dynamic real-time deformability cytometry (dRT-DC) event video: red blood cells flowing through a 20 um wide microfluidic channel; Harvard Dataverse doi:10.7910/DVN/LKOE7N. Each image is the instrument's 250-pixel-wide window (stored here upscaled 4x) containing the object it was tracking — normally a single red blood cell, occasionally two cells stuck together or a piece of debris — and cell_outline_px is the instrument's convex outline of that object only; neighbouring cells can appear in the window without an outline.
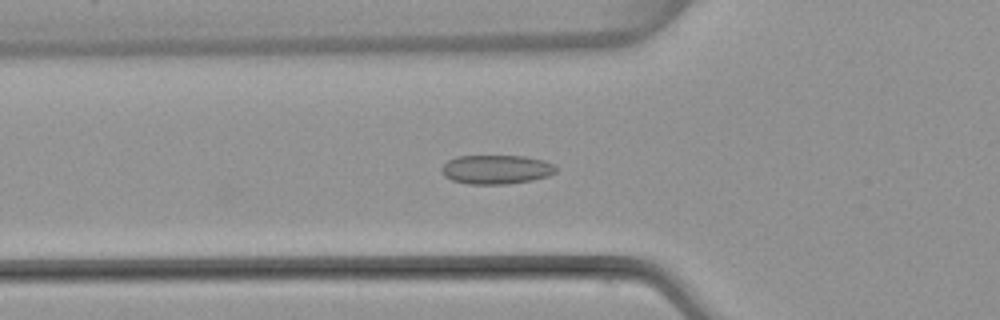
{"species": "common noctule bat (a hibernating species)", "species_latin": "Nyctalus noctula", "temperature_condition": "warm", "stored_images_in_passage": 42, "camera_frame_rate_fps": 3000, "um_per_image_px": 0.085, "animal": {"sex": "female", "body_mass_g": 22.7, "forearm_length_mm": 54.2}, "frame": {"image": 1, "passage_image": 8, "time_ms": 2.333, "image_size_px": [1000, 320], "cell_outline_px": [[556, 172], [548, 176], [532, 180], [508, 184], [468, 184], [452, 180], [444, 176], [440, 172], [440, 168], [448, 160], [456, 156], [524, 156], [544, 160], [552, 164], [556, 168]], "centroid_in_image_um": [42.15, 14.4], "position_along_channel_um": 83.7, "area_um2": 19.48}}
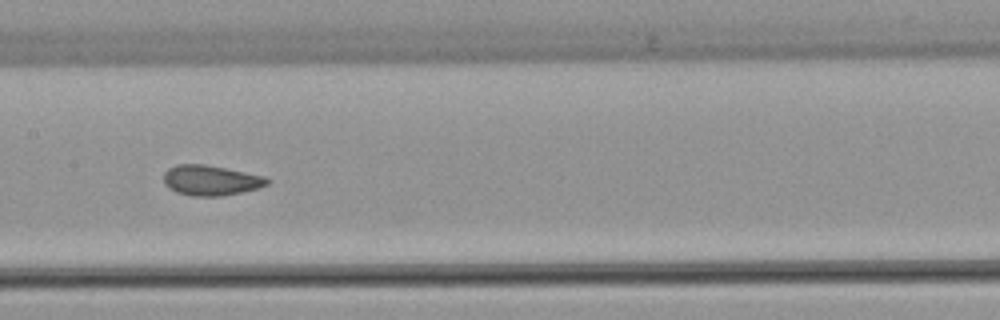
{"frame": {"image": 2, "passage_image": 16, "time_ms": 5.0, "image_size_px": [1000, 320], "cell_outline_px": [[272, 180], [268, 184], [260, 188], [220, 196], [192, 196], [176, 192], [168, 188], [164, 184], [164, 172], [168, 168], [176, 164], [204, 164], [264, 176]], "centroid_in_image_um": [17.9, 15.33], "position_along_channel_um": 189.5, "area_um2": 18.26}}
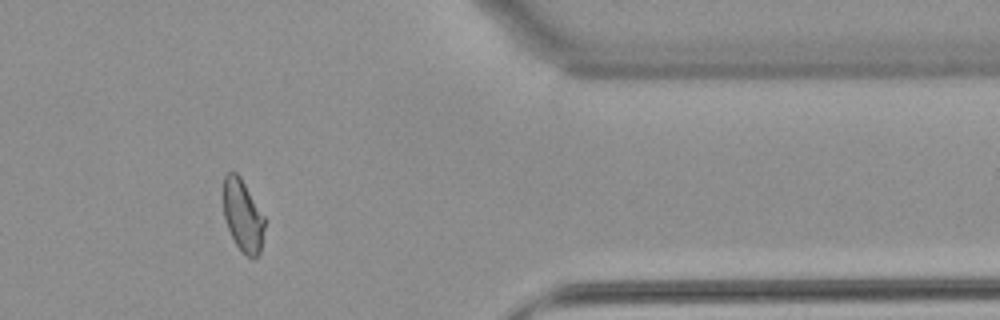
{"frame": {"image": 3, "passage_image": 33, "time_ms": 10.667, "image_size_px": [1000, 320], "cell_outline_px": [[264, 228], [260, 252], [256, 256], [248, 256], [236, 244], [228, 228], [224, 216], [224, 176], [228, 172], [236, 172], [240, 176], [264, 216]], "centroid_in_image_um": [20.63, 18.29], "position_along_channel_um": 390.8, "area_um2": 16.82}, "authors_computed_cell_mechanics": {"area_um2": 18.5538, "velocity_mm_per_s": 3.9447, "shape_relaxation_time_tau1_ms": null, "shape_relaxation_time_tau2_ms": 0.9993, "deformation_change_tau1": null, "deformation_change_tau2": 0.0591}}